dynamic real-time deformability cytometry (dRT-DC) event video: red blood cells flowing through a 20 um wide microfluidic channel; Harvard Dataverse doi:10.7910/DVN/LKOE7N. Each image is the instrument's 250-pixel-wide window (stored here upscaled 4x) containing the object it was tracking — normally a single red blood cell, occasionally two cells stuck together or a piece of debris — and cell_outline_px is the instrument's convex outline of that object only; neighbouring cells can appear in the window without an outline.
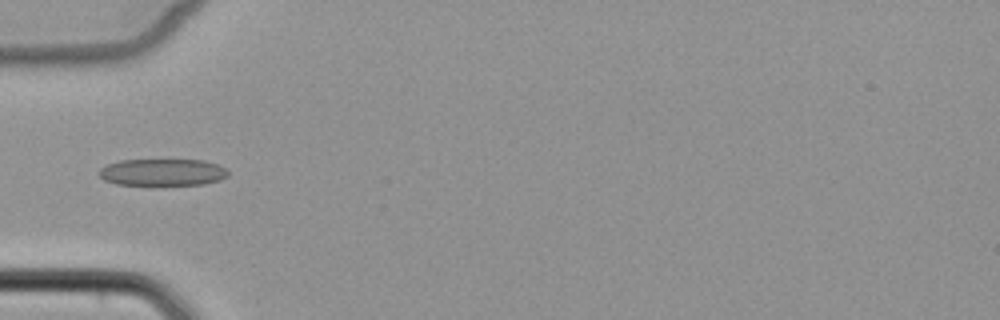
{"species": "common noctule bat (a hibernating species)", "species_latin": "Nyctalus noctula", "temperature_condition": "cold", "stored_images_in_passage": 2, "camera_frame_rate_fps": 3000, "um_per_image_px": 0.085, "animal": {"sex": "female", "body_mass_g": 22.7, "forearm_length_mm": 54.2}, "frame": {"image": 1, "passage_image": 1, "time_ms": 0.0, "image_size_px": [1000, 320], "cell_outline_px": [[228, 176], [220, 180], [204, 184], [152, 188], [116, 184], [104, 180], [100, 176], [100, 168], [108, 164], [120, 160], [204, 160], [220, 164], [228, 172]], "centroid_in_image_um": [13.82, 14.7], "position_along_channel_um": 71.2, "area_um2": 21.33}}
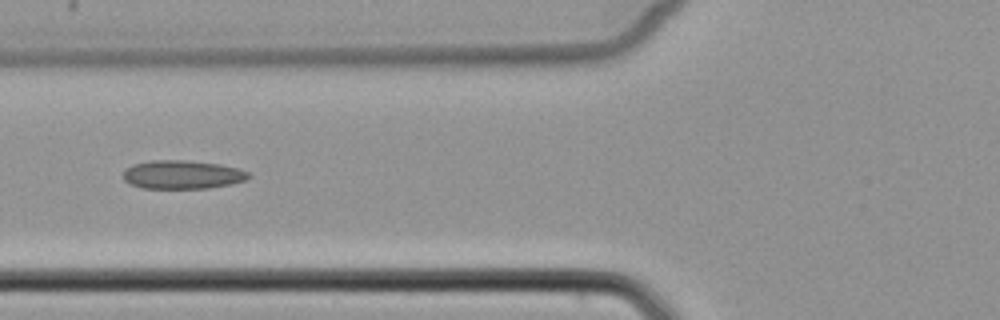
{"frame": {"image": 2, "passage_image": 2, "time_ms": 1.0, "image_size_px": [1000, 320], "cell_outline_px": [[252, 176], [248, 180], [232, 184], [208, 188], [144, 188], [132, 184], [124, 180], [124, 172], [132, 164], [152, 160], [184, 160], [220, 164], [240, 168], [248, 172]], "centroid_in_image_um": [15.57, 14.84], "position_along_channel_um": 110.2, "area_um2": 20.92}}